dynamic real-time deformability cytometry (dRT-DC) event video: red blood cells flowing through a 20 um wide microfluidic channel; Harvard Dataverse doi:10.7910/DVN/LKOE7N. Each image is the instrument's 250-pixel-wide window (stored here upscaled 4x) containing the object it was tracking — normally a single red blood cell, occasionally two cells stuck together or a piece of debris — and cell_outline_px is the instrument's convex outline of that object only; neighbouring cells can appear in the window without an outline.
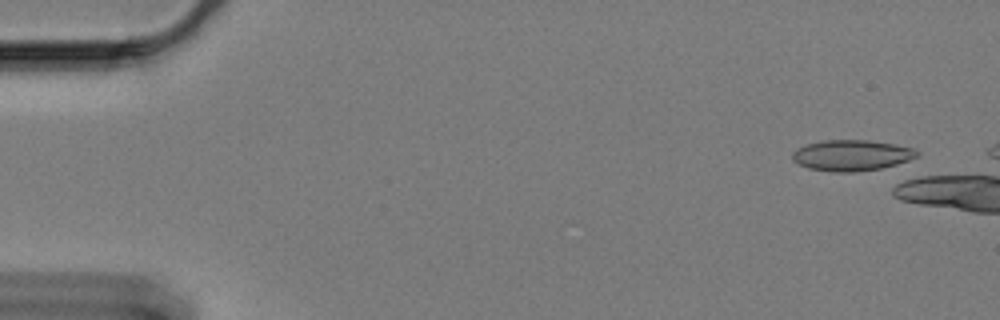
{"species": "Egyptian fruit bat (a non-hibernating species)", "species_latin": "Rousettus aegyptiacus", "temperature_condition": "cold", "stored_images_in_passage": 24, "camera_frame_rate_fps": 3000, "um_per_image_px": 0.085, "animal": {"sex": "female"}, "frame": {"image": 1, "passage_image": 1, "time_ms": 0.0, "image_size_px": [1000, 320], "cell_outline_px": [[920, 152], [916, 156], [908, 160], [896, 164], [880, 168], [856, 172], [832, 172], [808, 168], [792, 160], [792, 152], [796, 148], [808, 144], [824, 140], [868, 140], [896, 144], [912, 148]], "centroid_in_image_um": [72.36, 13.2], "position_along_channel_um": 12.6, "area_um2": 22.37}}
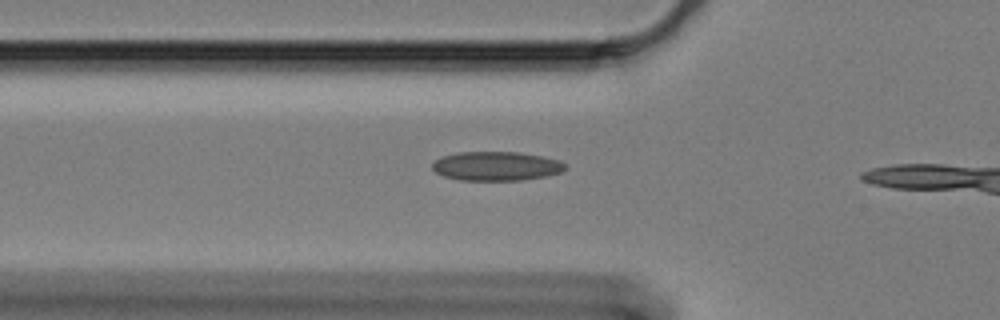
{"frame": {"image": 2, "passage_image": 18, "time_ms": 5.667, "image_size_px": [1000, 320], "cell_outline_px": [[568, 168], [560, 172], [544, 176], [520, 180], [460, 180], [444, 176], [436, 172], [432, 168], [432, 164], [440, 156], [456, 152], [520, 152], [544, 156], [560, 160]], "centroid_in_image_um": [42.18, 14.1], "position_along_channel_um": 83.6, "area_um2": 22.6}}
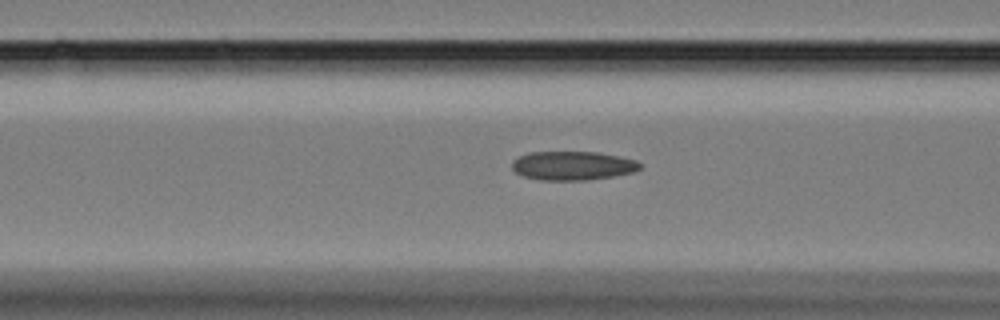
{"frame": {"image": 3, "passage_image": 21, "time_ms": 6.667, "image_size_px": [1000, 320], "cell_outline_px": [[640, 168], [632, 172], [612, 176], [584, 180], [540, 180], [524, 176], [516, 172], [512, 168], [512, 160], [528, 152], [596, 152], [636, 160], [640, 164]], "centroid_in_image_um": [48.63, 14.08], "position_along_channel_um": 118.0, "area_um2": 21.27}}